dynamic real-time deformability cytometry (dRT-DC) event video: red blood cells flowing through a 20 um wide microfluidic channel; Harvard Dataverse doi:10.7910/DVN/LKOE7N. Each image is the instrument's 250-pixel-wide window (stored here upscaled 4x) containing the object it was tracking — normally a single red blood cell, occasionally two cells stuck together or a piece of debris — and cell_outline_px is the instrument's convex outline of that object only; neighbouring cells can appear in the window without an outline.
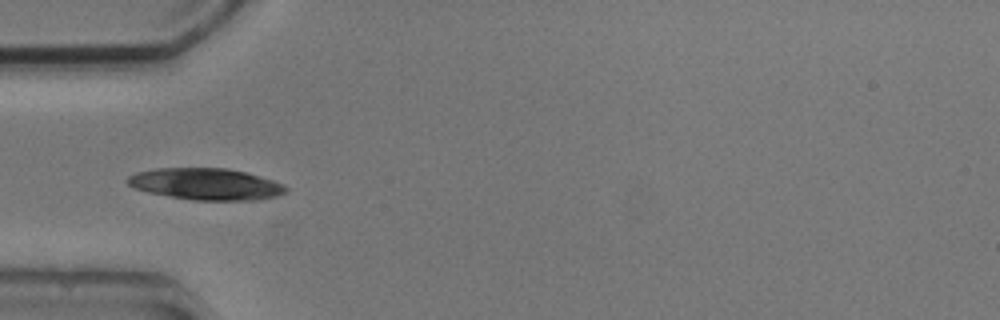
{"species": "common noctule bat (a hibernating species)", "species_latin": "Nyctalus noctula", "temperature_condition": "cold", "stored_images_in_passage": 7, "camera_frame_rate_fps": 3000, "um_per_image_px": 0.085, "animal": {"sex": "male", "body_mass_g": 20.5, "forearm_length_mm": 52.5}, "frame": {"image": 1, "passage_image": 5, "time_ms": 4.667, "image_size_px": [1000, 320], "cell_outline_px": [[288, 188], [284, 192], [276, 196], [256, 200], [192, 200], [168, 196], [148, 192], [132, 188], [124, 180], [128, 176], [136, 172], [156, 168], [228, 168], [244, 172], [272, 180], [284, 184]], "centroid_in_image_um": [17.44, 15.64], "position_along_channel_um": 67.6, "area_um2": 29.19}}